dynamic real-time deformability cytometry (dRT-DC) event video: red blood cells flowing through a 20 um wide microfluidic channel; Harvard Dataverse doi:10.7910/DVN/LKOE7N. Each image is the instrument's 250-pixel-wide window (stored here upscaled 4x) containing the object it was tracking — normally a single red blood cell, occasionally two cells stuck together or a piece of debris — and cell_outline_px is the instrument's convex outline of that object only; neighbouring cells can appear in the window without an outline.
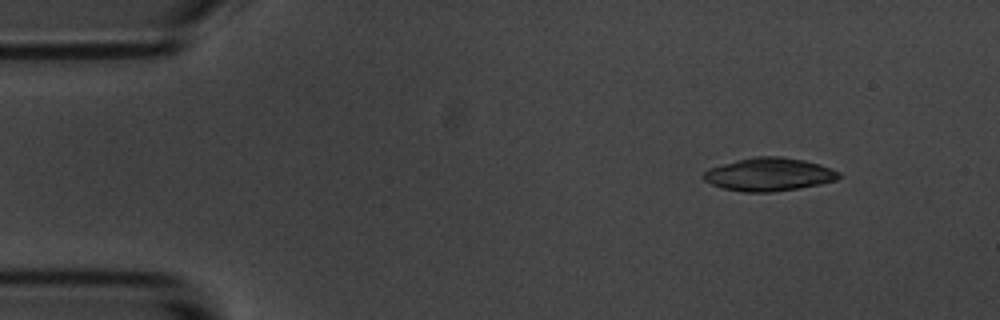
{"species": "common noctule bat (a hibernating species)", "species_latin": "Nyctalus noctula", "temperature_condition": "room temperature", "stored_images_in_passage": 50, "camera_frame_rate_fps": 3000, "um_per_image_px": 0.085, "animal": {"sex": "male", "body_mass_g": 20.1, "forearm_length_mm": 53.5}, "frame": {"image": 1, "passage_image": 1, "time_ms": 0.0, "image_size_px": [1000, 320], "cell_outline_px": [[840, 176], [836, 180], [820, 184], [772, 192], [744, 192], [724, 188], [712, 184], [704, 180], [704, 172], [708, 168], [736, 160], [756, 156], [780, 156], [804, 160], [820, 164], [832, 168], [840, 172]], "centroid_in_image_um": [65.38, 14.81], "position_along_channel_um": 19.6, "area_um2": 26.01}}